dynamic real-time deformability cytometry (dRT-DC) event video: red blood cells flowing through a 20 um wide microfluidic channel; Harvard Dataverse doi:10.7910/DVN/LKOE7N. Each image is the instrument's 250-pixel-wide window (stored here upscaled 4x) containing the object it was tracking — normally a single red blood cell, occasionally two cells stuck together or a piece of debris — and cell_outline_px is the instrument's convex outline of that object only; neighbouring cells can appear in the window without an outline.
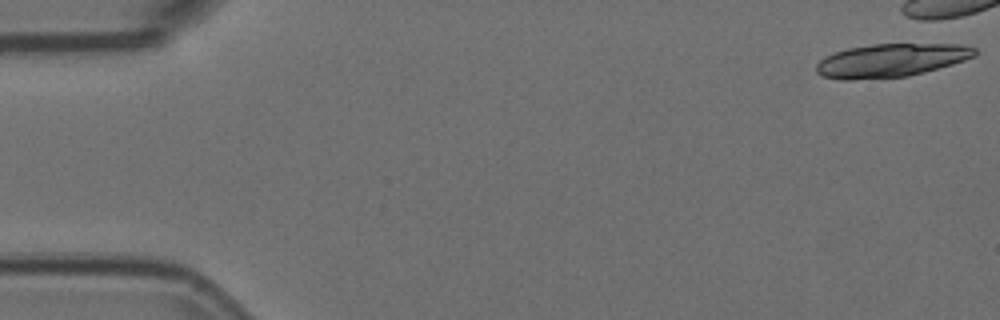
{"species": "Egyptian fruit bat (a non-hibernating species)", "species_latin": "Rousettus aegyptiacus", "temperature_condition": "room temperature", "stored_images_in_passage": 7, "camera_frame_rate_fps": 3000, "um_per_image_px": 0.085, "animal": {"sex": "female"}, "frame": {"image": 1, "passage_image": 1, "time_ms": 0.0, "image_size_px": [1000, 320], "cell_outline_px": [[976, 56], [952, 64], [924, 72], [908, 76], [848, 80], [840, 80], [824, 76], [816, 72], [816, 64], [824, 56], [848, 48], [872, 44], [964, 44], [976, 48]], "centroid_in_image_um": [75.74, 5.12], "position_along_channel_um": 9.3, "area_um2": 30.75}}